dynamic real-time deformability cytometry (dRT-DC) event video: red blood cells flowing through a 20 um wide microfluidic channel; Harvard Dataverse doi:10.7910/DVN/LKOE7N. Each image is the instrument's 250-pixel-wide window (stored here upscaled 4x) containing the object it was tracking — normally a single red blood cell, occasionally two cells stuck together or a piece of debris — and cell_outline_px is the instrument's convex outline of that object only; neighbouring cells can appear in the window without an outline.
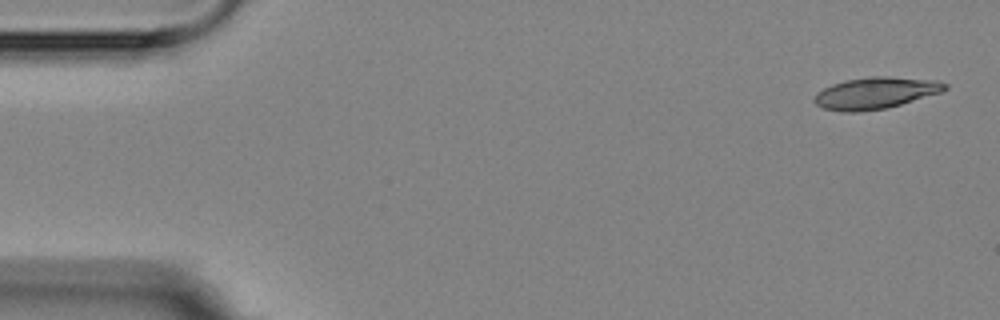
{"species": "Egyptian fruit bat (a non-hibernating species)", "species_latin": "Rousettus aegyptiacus", "temperature_condition": "room temperature", "stored_images_in_passage": 16, "camera_frame_rate_fps": 3000, "um_per_image_px": 0.085, "animal": {"sex": "female"}, "frame": {"image": 1, "passage_image": 1, "time_ms": 0.0, "image_size_px": [1000, 320], "cell_outline_px": [[948, 88], [940, 92], [888, 108], [856, 112], [840, 112], [824, 108], [816, 104], [812, 100], [816, 92], [832, 84], [848, 80], [868, 76], [888, 76], [936, 80], [948, 84]], "centroid_in_image_um": [74.39, 7.91], "position_along_channel_um": 10.6, "area_um2": 24.1}}
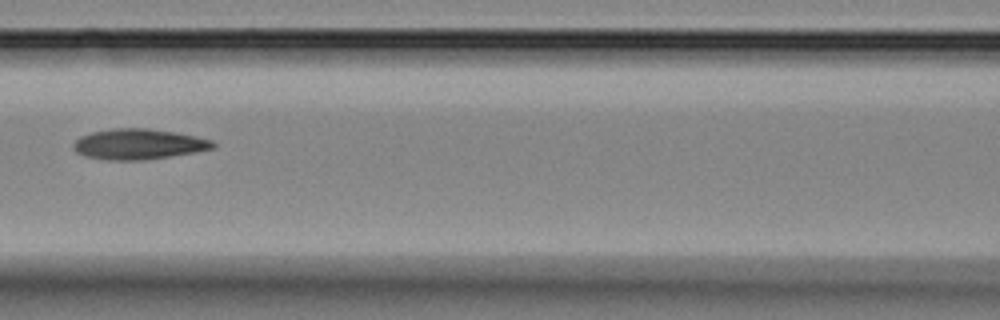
{"frame": {"image": 2, "passage_image": 7, "time_ms": 7.333, "image_size_px": [1000, 320], "cell_outline_px": [[216, 148], [196, 152], [144, 160], [108, 160], [84, 156], [76, 152], [72, 148], [72, 144], [80, 136], [92, 132], [112, 128], [148, 128], [196, 136], [212, 140], [216, 144]], "centroid_in_image_um": [11.77, 12.25], "position_along_channel_um": 154.8, "area_um2": 24.91}}
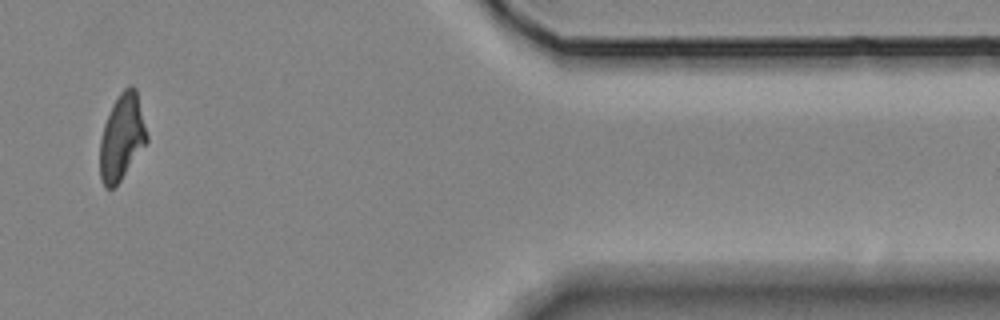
{"frame": {"image": 3, "passage_image": 14, "time_ms": 15.333, "image_size_px": [1000, 320], "cell_outline_px": [[148, 140], [120, 180], [112, 188], [104, 188], [100, 180], [100, 140], [104, 124], [112, 104], [120, 92], [128, 84], [132, 84], [136, 88], [148, 136]], "centroid_in_image_um": [10.35, 11.62], "position_along_channel_um": 401.1, "area_um2": 23.41}, "authors_computed_cell_mechanics": {"area_um2": 24.0159, "velocity_mm_per_s": 3.5871, "shape_relaxation_time_tau1_ms": 4.6837, "shape_relaxation_time_tau2_ms": 2.7336, "deformation_change_tau1": 0.1403, "deformation_change_tau2": 0.0912}}